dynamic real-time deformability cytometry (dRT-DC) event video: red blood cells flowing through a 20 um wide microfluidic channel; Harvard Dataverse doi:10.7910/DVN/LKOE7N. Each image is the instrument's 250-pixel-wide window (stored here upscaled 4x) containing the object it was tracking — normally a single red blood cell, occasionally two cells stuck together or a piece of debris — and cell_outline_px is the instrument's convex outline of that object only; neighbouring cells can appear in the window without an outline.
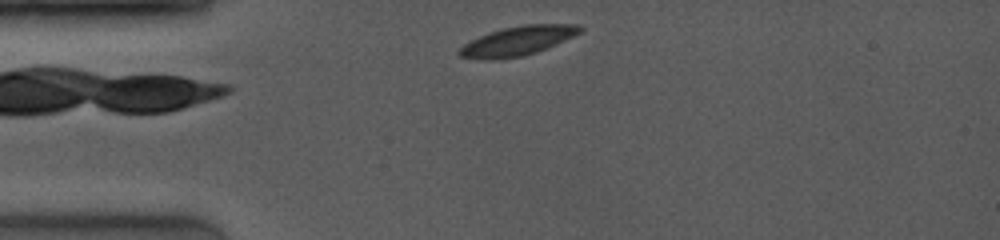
{"species": "common noctule bat (a hibernating species)", "species_latin": "Nyctalus noctula", "temperature_condition": "room temperature", "stored_images_in_passage": 5, "camera_frame_rate_fps": 4000, "um_per_image_px": 0.085, "animal": {"sex": "female", "body_mass_g": 19.0, "forearm_length_mm": 53.3}, "frame": {"image": 1, "passage_image": 1, "time_ms": 0.0, "image_size_px": [1000, 240], "cell_outline_px": [[584, 28], [580, 32], [548, 48], [524, 56], [496, 60], [484, 60], [460, 56], [456, 52], [464, 44], [488, 32], [504, 28], [524, 24], [580, 24]], "centroid_in_image_um": [43.99, 3.48], "position_along_channel_um": 41.0, "area_um2": 20.63}}
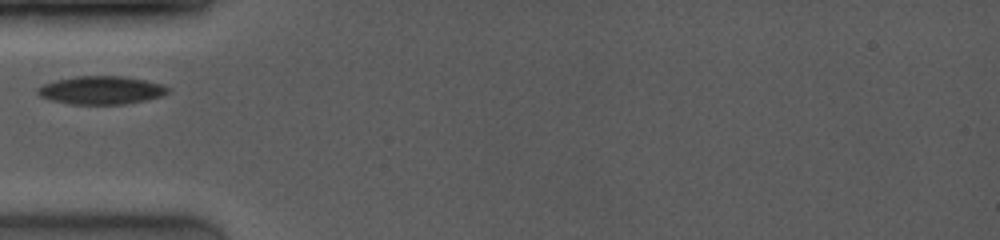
{"frame": {"image": 2, "passage_image": 3, "time_ms": 1.5, "image_size_px": [1000, 240], "cell_outline_px": [[168, 92], [160, 96], [144, 100], [124, 104], [68, 104], [52, 100], [40, 96], [36, 92], [36, 88], [44, 84], [56, 80], [76, 76], [120, 76], [144, 80], [160, 84], [168, 88]], "centroid_in_image_um": [8.54, 7.67], "position_along_channel_um": 76.5, "area_um2": 21.1}}